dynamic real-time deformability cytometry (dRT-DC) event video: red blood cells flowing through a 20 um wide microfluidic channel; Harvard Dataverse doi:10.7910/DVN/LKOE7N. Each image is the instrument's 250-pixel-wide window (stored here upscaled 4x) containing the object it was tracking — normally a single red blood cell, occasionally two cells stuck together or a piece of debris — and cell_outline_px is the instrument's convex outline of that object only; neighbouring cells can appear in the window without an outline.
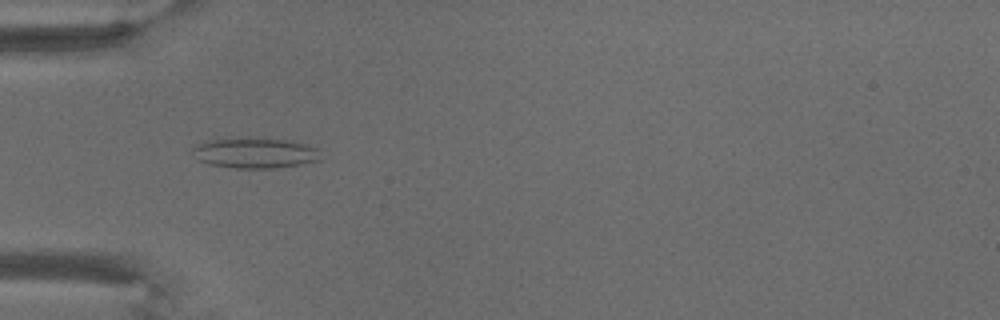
{"species": "common noctule bat (a hibernating species)", "species_latin": "Nyctalus noctula", "temperature_condition": "warm", "stored_images_in_passage": 8, "camera_frame_rate_fps": 3000, "um_per_image_px": 0.085, "animal": {"sex": "male", "body_mass_g": 18.8}, "frame": {"image": 1, "passage_image": 7, "time_ms": 7.667, "image_size_px": [1000, 320], "cell_outline_px": [[320, 160], [300, 164], [272, 168], [236, 168], [208, 164], [200, 160], [192, 148], [204, 140], [292, 140], [316, 148]], "centroid_in_image_um": [21.68, 13.03], "position_along_channel_um": 63.3, "area_um2": 21.62}}